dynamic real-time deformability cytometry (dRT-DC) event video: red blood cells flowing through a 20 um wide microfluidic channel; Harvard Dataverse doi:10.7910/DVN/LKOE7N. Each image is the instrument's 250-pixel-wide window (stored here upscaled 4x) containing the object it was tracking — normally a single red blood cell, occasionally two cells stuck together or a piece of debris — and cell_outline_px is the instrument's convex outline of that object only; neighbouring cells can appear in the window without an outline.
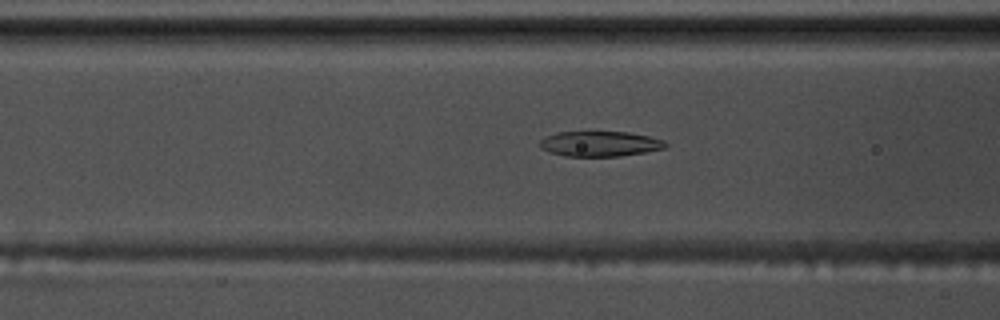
{"species": "common noctule bat (a hibernating species)", "species_latin": "Nyctalus noctula", "temperature_condition": "warm", "stored_images_in_passage": 56, "camera_frame_rate_fps": 3000, "um_per_image_px": 0.085, "animal": {"sex": "male", "body_mass_g": 17.5, "forearm_length_mm": 52.3}, "frame": {"image": 1, "passage_image": 22, "time_ms": 7.0, "image_size_px": [1000, 320], "cell_outline_px": [[668, 144], [664, 148], [644, 152], [620, 156], [564, 156], [548, 152], [540, 148], [540, 140], [556, 132], [628, 132], [648, 136], [664, 140]], "centroid_in_image_um": [50.97, 12.22], "position_along_channel_um": 115.6, "area_um2": 18.38}}
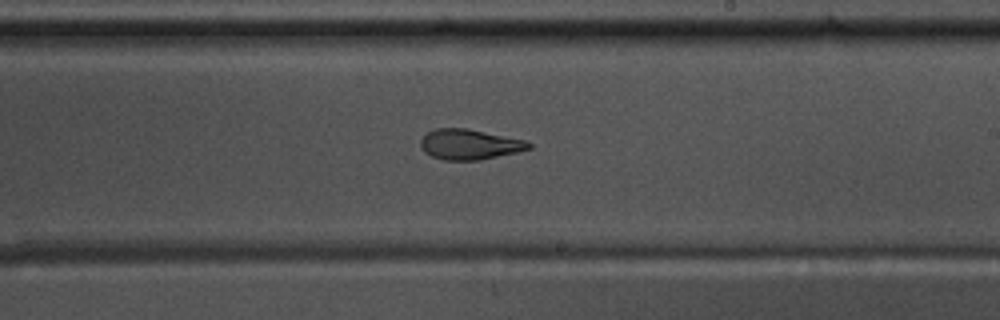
{"frame": {"image": 2, "passage_image": 33, "time_ms": 10.667, "image_size_px": [1000, 320], "cell_outline_px": [[532, 148], [516, 152], [480, 160], [444, 160], [432, 156], [424, 152], [420, 144], [420, 140], [428, 132], [436, 128], [468, 128], [524, 140], [532, 144]], "centroid_in_image_um": [39.89, 12.27], "position_along_channel_um": 249.1, "area_um2": 19.02}}
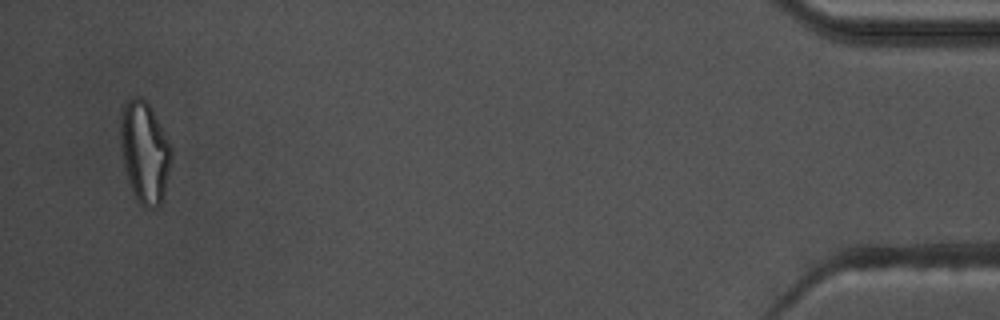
{"frame": {"image": 3, "passage_image": 54, "time_ms": 17.667, "image_size_px": [1000, 320], "cell_outline_px": [[172, 156], [164, 192], [160, 204], [156, 208], [144, 208], [136, 200], [128, 180], [124, 168], [120, 148], [120, 112], [128, 96], [140, 96], [152, 108], [172, 148]], "centroid_in_image_um": [12.26, 12.9], "position_along_channel_um": 422.9, "area_um2": 30.46}, "authors_computed_cell_mechanics": {"area_um2": 20.5479, "velocity_mm_per_s": 3.6514, "shape_relaxation_time_tau1_ms": 6.0379, "shape_relaxation_time_tau2_ms": 2.2661, "deformation_change_tau1": 0.2141, "deformation_change_tau2": 0.0991}}